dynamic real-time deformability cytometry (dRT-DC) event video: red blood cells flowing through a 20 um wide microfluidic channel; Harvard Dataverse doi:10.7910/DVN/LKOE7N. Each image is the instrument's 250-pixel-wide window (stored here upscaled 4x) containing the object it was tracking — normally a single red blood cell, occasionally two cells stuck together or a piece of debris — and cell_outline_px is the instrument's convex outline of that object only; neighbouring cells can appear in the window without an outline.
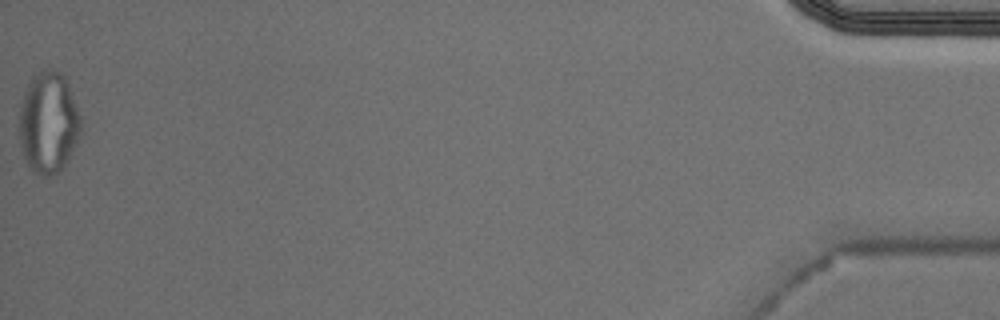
{"species": "Egyptian fruit bat (a non-hibernating species)", "species_latin": "Rousettus aegyptiacus", "temperature_condition": "cold", "stored_images_in_passage": 40, "segment_of_instrument_passage": [2, 2], "camera_frame_rate_fps": 3000, "um_per_image_px": 0.085, "animal": {"sex": "male"}, "frame": {"image": 1, "passage_image": 40, "time_ms": 13.0, "image_size_px": [1000, 320], "cell_outline_px": [[80, 136], [68, 160], [56, 172], [48, 176], [40, 176], [32, 172], [24, 156], [20, 140], [20, 108], [24, 92], [28, 84], [44, 68], [48, 68], [60, 72], [64, 76], [68, 84], [76, 104], [80, 116]], "centroid_in_image_um": [4.12, 10.43], "position_along_channel_um": 431.1, "area_um2": 35.95}}